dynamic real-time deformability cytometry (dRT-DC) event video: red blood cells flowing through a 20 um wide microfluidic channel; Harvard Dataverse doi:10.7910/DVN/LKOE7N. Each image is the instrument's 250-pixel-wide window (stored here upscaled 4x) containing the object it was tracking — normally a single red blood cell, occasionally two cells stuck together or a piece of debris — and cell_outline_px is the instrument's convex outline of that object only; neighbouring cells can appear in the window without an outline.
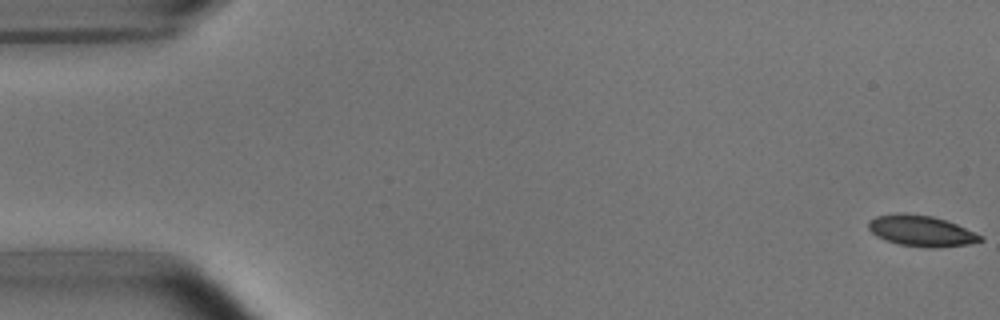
{"species": "common noctule bat (a hibernating species)", "species_latin": "Nyctalus noctula", "temperature_condition": "room temperature", "stored_images_in_passage": 53, "camera_frame_rate_fps": 3000, "um_per_image_px": 0.085, "animal": {"sex": "male", "body_mass_g": 15.6}, "frame": {"image": 1, "passage_image": 1, "time_ms": 0.0, "image_size_px": [1000, 320], "cell_outline_px": [[984, 240], [968, 244], [932, 248], [928, 248], [900, 244], [876, 236], [868, 228], [868, 220], [876, 216], [896, 212], [932, 216], [956, 224], [984, 236]], "centroid_in_image_um": [78.3, 19.62], "position_along_channel_um": 6.7, "area_um2": 20.06}}
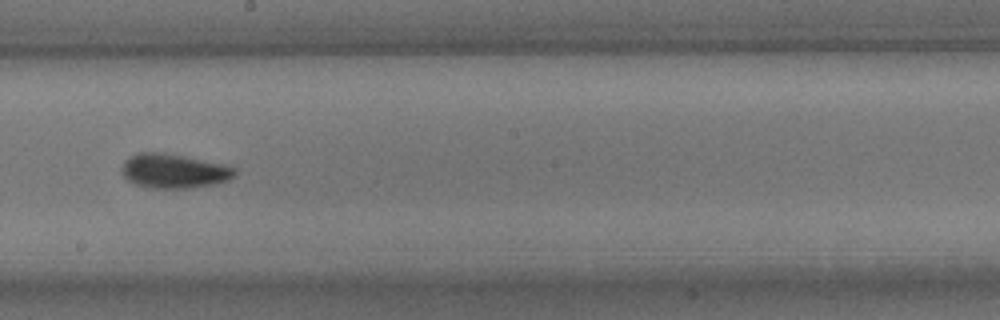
{"frame": {"image": 2, "passage_image": 30, "time_ms": 9.667, "image_size_px": [1000, 320], "cell_outline_px": [[236, 176], [228, 180], [216, 184], [188, 188], [152, 188], [132, 184], [120, 172], [120, 168], [124, 160], [140, 152], [164, 152], [224, 164], [236, 168]], "centroid_in_image_um": [14.77, 14.54], "position_along_channel_um": 233.4, "area_um2": 22.89}}
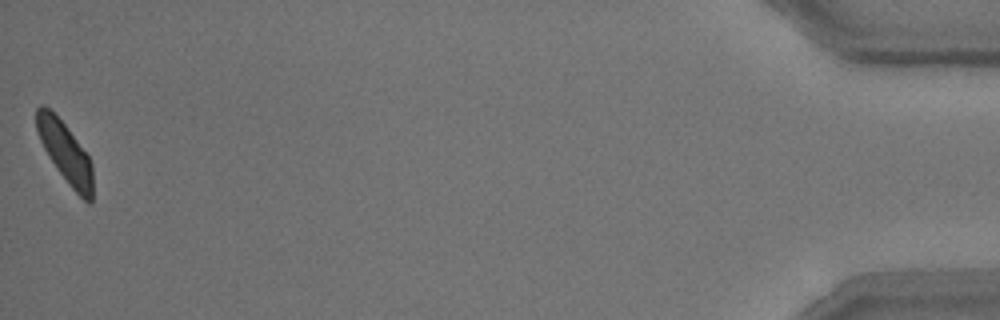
{"frame": {"image": 3, "passage_image": 53, "time_ms": 17.333, "image_size_px": [1000, 320], "cell_outline_px": [[92, 200], [88, 204], [68, 184], [56, 168], [48, 156], [40, 140], [36, 128], [36, 108], [40, 104], [44, 104], [64, 124], [88, 156], [92, 164]], "centroid_in_image_um": [5.53, 12.96], "position_along_channel_um": 429.7, "area_um2": 19.48}, "authors_computed_cell_mechanics": {"area_um2": 20.9236, "velocity_mm_per_s": 3.7918, "shape_relaxation_time_tau1_ms": 3.8304, "shape_relaxation_time_tau2_ms": 1.9712, "deformation_change_tau1": 0.1194, "deformation_change_tau2": 0.0774}}